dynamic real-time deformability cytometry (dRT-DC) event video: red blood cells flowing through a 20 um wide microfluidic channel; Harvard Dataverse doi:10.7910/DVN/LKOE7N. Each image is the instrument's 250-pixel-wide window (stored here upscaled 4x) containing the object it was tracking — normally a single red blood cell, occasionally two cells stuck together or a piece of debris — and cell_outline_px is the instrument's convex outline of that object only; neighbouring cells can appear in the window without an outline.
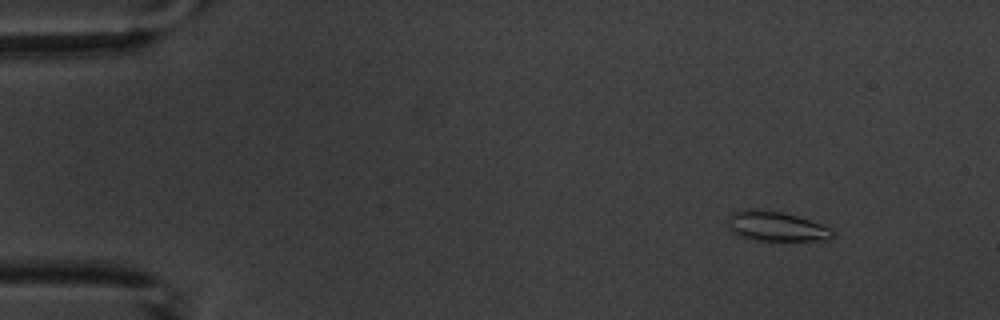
{"species": "common noctule bat (a hibernating species)", "species_latin": "Nyctalus noctula", "temperature_condition": "warm", "stored_images_in_passage": 4, "camera_frame_rate_fps": 3000, "um_per_image_px": 0.085, "animal": {"sex": "male", "body_mass_g": 20.1, "forearm_length_mm": 53.5}, "frame": {"image": 1, "passage_image": 1, "time_ms": 0.0, "image_size_px": [1000, 320], "cell_outline_px": [[836, 236], [828, 240], [756, 240], [740, 236], [732, 232], [728, 228], [728, 216], [732, 212], [748, 208], [756, 208], [784, 212], [820, 224], [836, 232]], "centroid_in_image_um": [65.94, 19.22], "position_along_channel_um": 19.1, "area_um2": 18.26}}
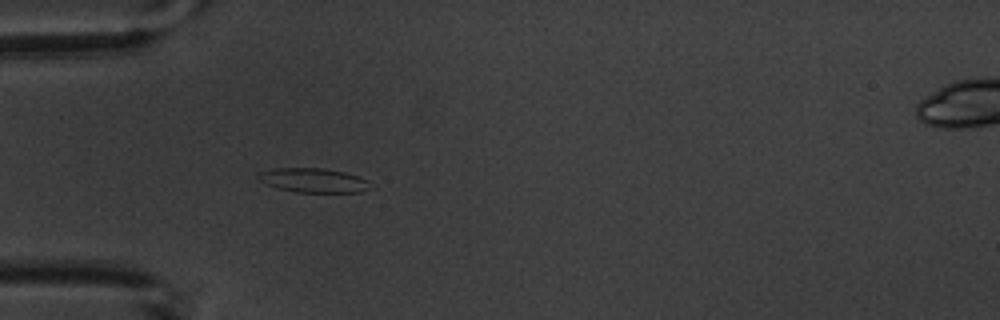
{"frame": {"image": 2, "passage_image": 4, "time_ms": 3.667, "image_size_px": [1000, 320], "cell_outline_px": [[368, 188], [360, 192], [296, 192], [276, 188], [260, 180], [256, 176], [256, 172], [276, 168], [324, 168], [344, 172], [368, 180]], "centroid_in_image_um": [26.57, 15.32], "position_along_channel_um": 58.4, "area_um2": 15.72}}